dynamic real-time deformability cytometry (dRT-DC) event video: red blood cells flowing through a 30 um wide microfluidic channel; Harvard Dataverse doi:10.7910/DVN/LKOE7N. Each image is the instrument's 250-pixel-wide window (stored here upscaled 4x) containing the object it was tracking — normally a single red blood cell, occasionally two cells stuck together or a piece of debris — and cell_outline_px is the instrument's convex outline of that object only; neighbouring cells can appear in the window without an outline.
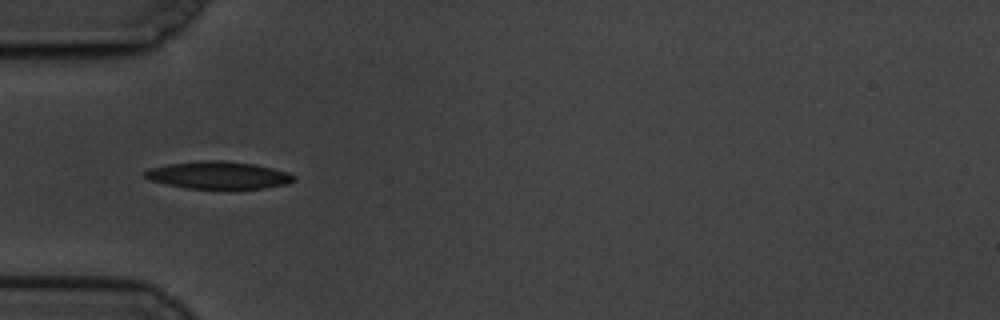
{"species": "common noctule bat (a hibernating species)", "species_latin": "Nyctalus noctula", "temperature_condition": "cold", "stored_images_in_passage": 9, "camera_frame_rate_fps": 3000, "um_per_image_px": 0.085, "animal": {"sex": "male", "body_mass_g": 19.5, "forearm_length_mm": 54.6}, "frame": {"image": 1, "passage_image": 5, "time_ms": 5.333, "image_size_px": [1000, 320], "cell_outline_px": [[296, 180], [288, 184], [264, 188], [188, 188], [148, 180], [144, 176], [144, 172], [148, 168], [168, 164], [200, 160], [220, 160], [256, 164], [288, 172], [296, 176]], "centroid_in_image_um": [18.58, 14.88], "position_along_channel_um": 66.4, "area_um2": 23.81}}
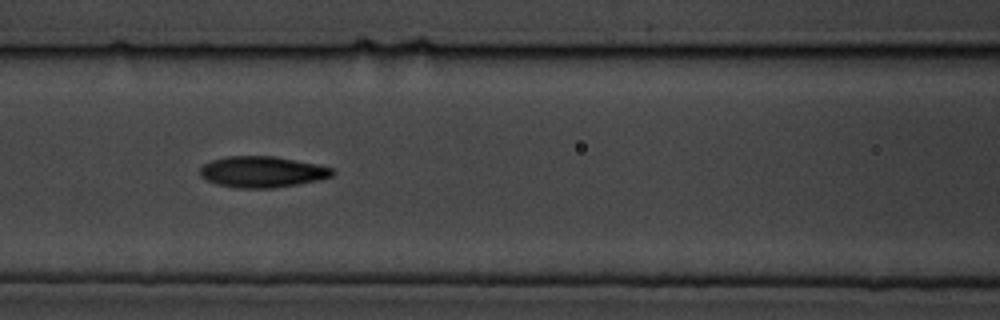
{"frame": {"image": 2, "passage_image": 7, "time_ms": 7.667, "image_size_px": [1000, 320], "cell_outline_px": [[336, 172], [332, 176], [320, 180], [272, 188], [236, 188], [216, 184], [200, 176], [200, 168], [204, 164], [212, 160], [228, 156], [272, 156], [316, 164], [332, 168]], "centroid_in_image_um": [22.28, 14.61], "position_along_channel_um": 144.3, "area_um2": 23.87}}
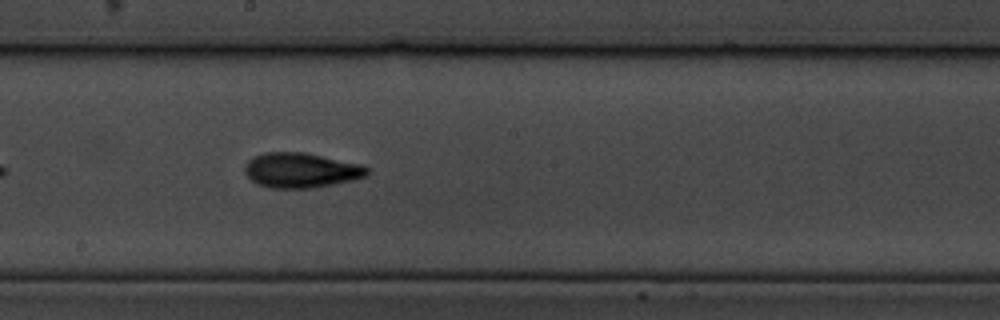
{"frame": {"image": 3, "passage_image": 9, "time_ms": 10.0, "image_size_px": [1000, 320], "cell_outline_px": [[368, 172], [364, 176], [352, 180], [312, 188], [268, 188], [256, 184], [244, 172], [244, 164], [252, 156], [264, 152], [304, 152], [360, 164], [368, 168]], "centroid_in_image_um": [25.51, 14.47], "position_along_channel_um": 222.7, "area_um2": 24.91}}